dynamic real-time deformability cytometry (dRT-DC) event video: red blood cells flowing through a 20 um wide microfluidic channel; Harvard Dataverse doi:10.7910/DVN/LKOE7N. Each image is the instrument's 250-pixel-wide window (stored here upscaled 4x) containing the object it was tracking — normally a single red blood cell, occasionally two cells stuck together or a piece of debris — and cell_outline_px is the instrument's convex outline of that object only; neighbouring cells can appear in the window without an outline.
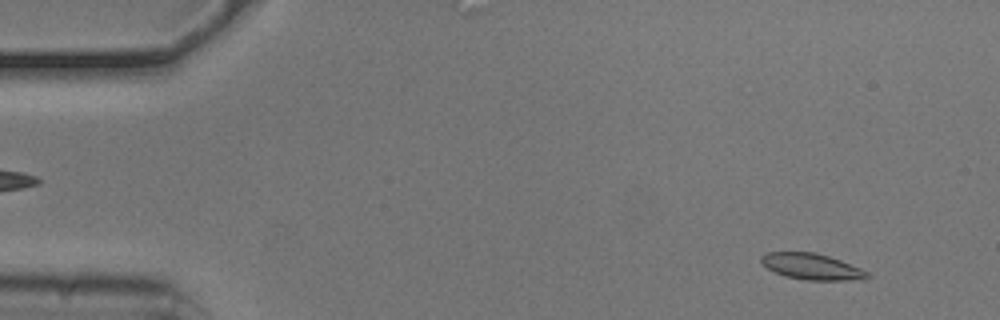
{"species": "common noctule bat (a hibernating species)", "species_latin": "Nyctalus noctula", "temperature_condition": "cold", "stored_images_in_passage": 53, "camera_frame_rate_fps": 3000, "um_per_image_px": 0.085, "animal": {"sex": "male", "body_mass_g": 20.5, "forearm_length_mm": 52.5}, "frame": {"image": 1, "passage_image": 4, "time_ms": 1.0, "image_size_px": [1000, 320], "cell_outline_px": [[872, 276], [864, 280], [808, 280], [784, 276], [768, 268], [760, 260], [760, 256], [768, 252], [816, 252], [840, 260], [860, 268], [868, 272]], "centroid_in_image_um": [69.04, 22.66], "position_along_channel_um": 16.0, "area_um2": 16.13}}
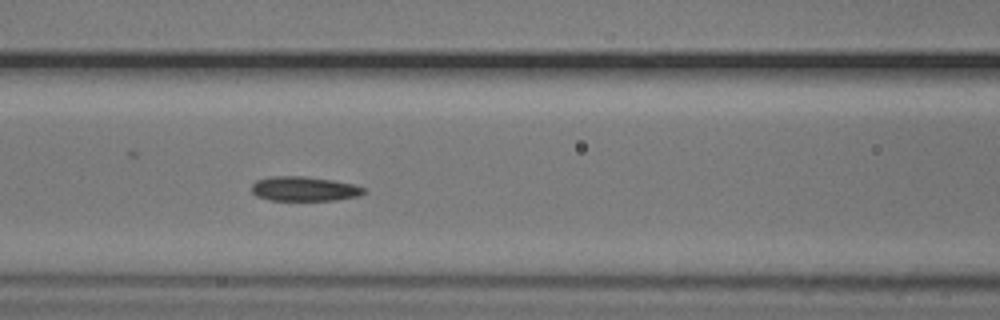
{"frame": {"image": 2, "passage_image": 22, "time_ms": 7.0, "image_size_px": [1000, 320], "cell_outline_px": [[368, 192], [360, 196], [336, 200], [268, 200], [256, 196], [252, 192], [252, 184], [256, 180], [268, 176], [304, 176], [332, 180], [352, 184], [368, 188]], "centroid_in_image_um": [25.89, 16.05], "position_along_channel_um": 140.7, "area_um2": 16.3}}
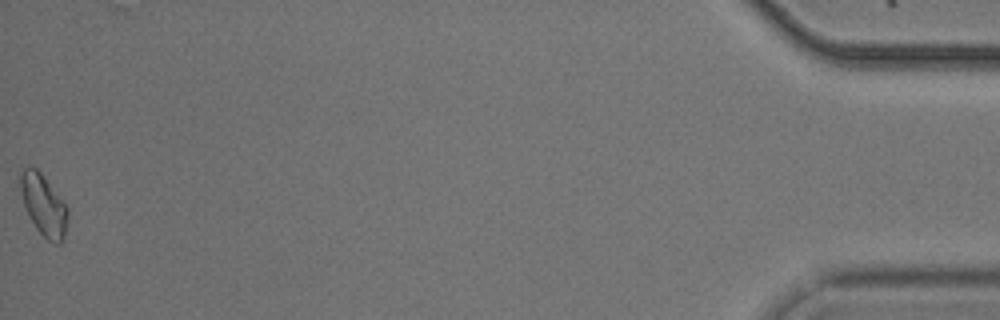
{"frame": {"image": 3, "passage_image": 53, "time_ms": 17.333, "image_size_px": [1000, 320], "cell_outline_px": [[68, 216], [64, 236], [60, 244], [56, 244], [48, 240], [36, 228], [24, 204], [20, 188], [20, 168], [28, 164], [32, 164], [40, 172], [68, 208]], "centroid_in_image_um": [3.69, 17.38], "position_along_channel_um": 431.5, "area_um2": 16.7}, "authors_computed_cell_mechanics": {"area_um2": 16.1262, "velocity_mm_per_s": 3.7653, "shape_relaxation_time_tau1_ms": 5.7202, "shape_relaxation_time_tau2_ms": null, "deformation_change_tau1": 0.1084, "deformation_change_tau2": null}}